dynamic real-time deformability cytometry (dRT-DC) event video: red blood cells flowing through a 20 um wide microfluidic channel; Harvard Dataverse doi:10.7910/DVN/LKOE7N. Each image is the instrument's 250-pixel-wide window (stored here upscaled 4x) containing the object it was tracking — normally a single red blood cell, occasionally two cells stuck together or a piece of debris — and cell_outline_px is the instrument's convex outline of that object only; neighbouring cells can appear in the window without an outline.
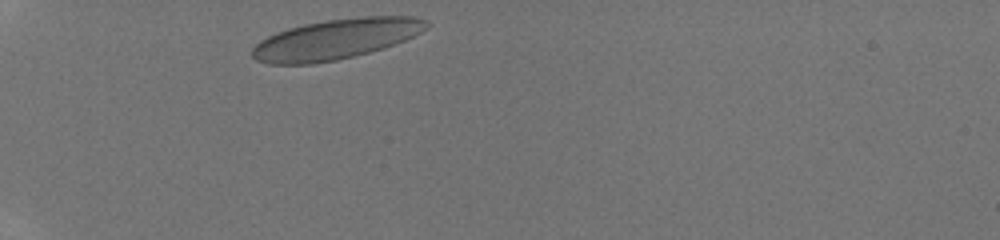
{"species": "human", "species_latin": "Homo sapiens", "temperature_condition": "room temperature", "stored_images_in_passage": 27, "camera_frame_rate_fps": 3000, "um_per_image_px": 0.085, "donor": {"sex": "male"}, "frame": {"image": 1, "passage_image": 1, "time_ms": 0.0, "image_size_px": [1000, 240], "cell_outline_px": [[432, 24], [428, 28], [404, 40], [384, 48], [336, 60], [312, 64], [268, 64], [256, 60], [252, 56], [252, 48], [260, 40], [276, 32], [288, 28], [304, 24], [328, 20], [364, 16], [412, 16], [428, 20]], "centroid_in_image_um": [28.55, 3.32], "position_along_channel_um": 56.4, "area_um2": 40.81}}
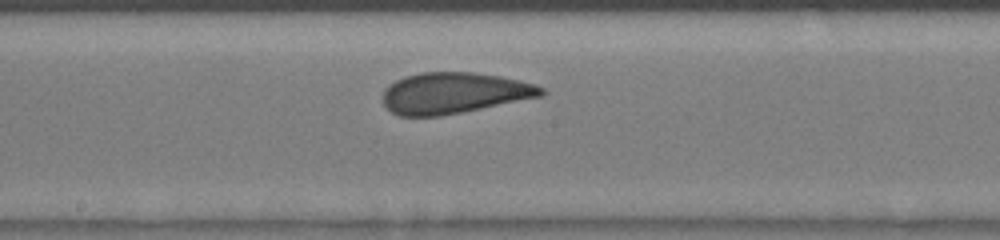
{"frame": {"image": 2, "passage_image": 13, "time_ms": 4.0, "image_size_px": [1000, 240], "cell_outline_px": [[548, 92], [544, 96], [440, 116], [400, 116], [392, 112], [384, 104], [384, 88], [396, 80], [404, 76], [420, 72], [472, 72], [500, 76], [536, 84], [544, 88]], "centroid_in_image_um": [38.62, 7.9], "position_along_channel_um": 209.6, "area_um2": 37.97}}
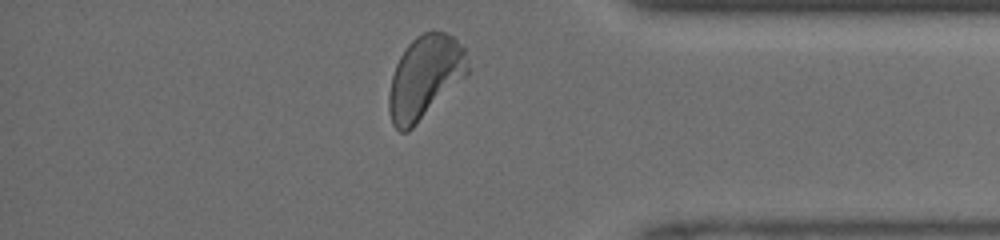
{"frame": {"image": 3, "passage_image": 26, "time_ms": 8.333, "image_size_px": [1000, 240], "cell_outline_px": [[468, 72], [408, 132], [400, 132], [392, 124], [388, 108], [388, 96], [392, 76], [396, 64], [400, 56], [408, 44], [416, 36], [432, 28], [444, 32], [452, 36], [464, 48], [468, 64]], "centroid_in_image_um": [36.08, 6.52], "position_along_channel_um": 399.1, "area_um2": 37.63}}